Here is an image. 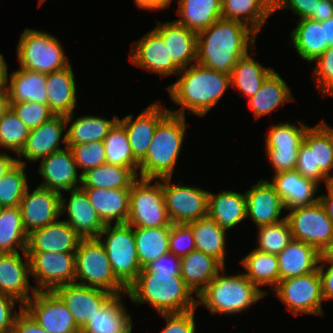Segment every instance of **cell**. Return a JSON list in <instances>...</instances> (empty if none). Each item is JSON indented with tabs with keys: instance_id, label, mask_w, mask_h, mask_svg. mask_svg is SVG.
Wrapping results in <instances>:
<instances>
[{
	"instance_id": "6da1fadb",
	"label": "cell",
	"mask_w": 333,
	"mask_h": 333,
	"mask_svg": "<svg viewBox=\"0 0 333 333\" xmlns=\"http://www.w3.org/2000/svg\"><path fill=\"white\" fill-rule=\"evenodd\" d=\"M257 37L245 23L220 18L197 33L196 63L230 74L242 56L255 52Z\"/></svg>"
},
{
	"instance_id": "7a4b0ae2",
	"label": "cell",
	"mask_w": 333,
	"mask_h": 333,
	"mask_svg": "<svg viewBox=\"0 0 333 333\" xmlns=\"http://www.w3.org/2000/svg\"><path fill=\"white\" fill-rule=\"evenodd\" d=\"M177 76L178 80L166 88L171 100L181 106V109H169L175 115L186 116L193 113L199 117L205 116L218 104L230 86V74L198 63L180 70ZM186 110L189 112L185 115Z\"/></svg>"
},
{
	"instance_id": "3957f363",
	"label": "cell",
	"mask_w": 333,
	"mask_h": 333,
	"mask_svg": "<svg viewBox=\"0 0 333 333\" xmlns=\"http://www.w3.org/2000/svg\"><path fill=\"white\" fill-rule=\"evenodd\" d=\"M180 273L140 272L127 289L133 303L150 305L157 313H183L197 309V296Z\"/></svg>"
},
{
	"instance_id": "277c9868",
	"label": "cell",
	"mask_w": 333,
	"mask_h": 333,
	"mask_svg": "<svg viewBox=\"0 0 333 333\" xmlns=\"http://www.w3.org/2000/svg\"><path fill=\"white\" fill-rule=\"evenodd\" d=\"M225 272L224 267L197 295V306L202 304L212 315L242 313L269 294L259 289L243 273L226 275Z\"/></svg>"
},
{
	"instance_id": "5b68a950",
	"label": "cell",
	"mask_w": 333,
	"mask_h": 333,
	"mask_svg": "<svg viewBox=\"0 0 333 333\" xmlns=\"http://www.w3.org/2000/svg\"><path fill=\"white\" fill-rule=\"evenodd\" d=\"M186 116L169 113L157 126L145 158L139 163V178L172 177L186 138Z\"/></svg>"
},
{
	"instance_id": "8992f818",
	"label": "cell",
	"mask_w": 333,
	"mask_h": 333,
	"mask_svg": "<svg viewBox=\"0 0 333 333\" xmlns=\"http://www.w3.org/2000/svg\"><path fill=\"white\" fill-rule=\"evenodd\" d=\"M295 170L319 186L333 181V127L324 120L306 131Z\"/></svg>"
},
{
	"instance_id": "52a82bcc",
	"label": "cell",
	"mask_w": 333,
	"mask_h": 333,
	"mask_svg": "<svg viewBox=\"0 0 333 333\" xmlns=\"http://www.w3.org/2000/svg\"><path fill=\"white\" fill-rule=\"evenodd\" d=\"M74 283L99 288L113 295H126L127 289L117 280L104 246L98 239H82L75 252Z\"/></svg>"
},
{
	"instance_id": "ba28073f",
	"label": "cell",
	"mask_w": 333,
	"mask_h": 333,
	"mask_svg": "<svg viewBox=\"0 0 333 333\" xmlns=\"http://www.w3.org/2000/svg\"><path fill=\"white\" fill-rule=\"evenodd\" d=\"M97 239L105 248L113 274L128 289L143 269L137 256L134 227L127 223L107 224Z\"/></svg>"
},
{
	"instance_id": "9c48e42d",
	"label": "cell",
	"mask_w": 333,
	"mask_h": 333,
	"mask_svg": "<svg viewBox=\"0 0 333 333\" xmlns=\"http://www.w3.org/2000/svg\"><path fill=\"white\" fill-rule=\"evenodd\" d=\"M20 68L51 73L67 67L70 62L57 37L45 31L25 28L17 45Z\"/></svg>"
},
{
	"instance_id": "30bf717a",
	"label": "cell",
	"mask_w": 333,
	"mask_h": 333,
	"mask_svg": "<svg viewBox=\"0 0 333 333\" xmlns=\"http://www.w3.org/2000/svg\"><path fill=\"white\" fill-rule=\"evenodd\" d=\"M160 180V181H157ZM138 178L130 189L127 224L132 227H170L172 222L166 210L162 178Z\"/></svg>"
},
{
	"instance_id": "8fae6325",
	"label": "cell",
	"mask_w": 333,
	"mask_h": 333,
	"mask_svg": "<svg viewBox=\"0 0 333 333\" xmlns=\"http://www.w3.org/2000/svg\"><path fill=\"white\" fill-rule=\"evenodd\" d=\"M288 211L285 217L290 225L292 239L313 246L323 255L333 242V223L320 202Z\"/></svg>"
},
{
	"instance_id": "7c38bea8",
	"label": "cell",
	"mask_w": 333,
	"mask_h": 333,
	"mask_svg": "<svg viewBox=\"0 0 333 333\" xmlns=\"http://www.w3.org/2000/svg\"><path fill=\"white\" fill-rule=\"evenodd\" d=\"M293 315H325L319 270L280 280L272 290Z\"/></svg>"
},
{
	"instance_id": "4fadbf2b",
	"label": "cell",
	"mask_w": 333,
	"mask_h": 333,
	"mask_svg": "<svg viewBox=\"0 0 333 333\" xmlns=\"http://www.w3.org/2000/svg\"><path fill=\"white\" fill-rule=\"evenodd\" d=\"M172 177L162 178L166 210L172 224L191 223L208 215L209 191L199 187L171 184Z\"/></svg>"
},
{
	"instance_id": "5bb4252c",
	"label": "cell",
	"mask_w": 333,
	"mask_h": 333,
	"mask_svg": "<svg viewBox=\"0 0 333 333\" xmlns=\"http://www.w3.org/2000/svg\"><path fill=\"white\" fill-rule=\"evenodd\" d=\"M36 291H54L75 281V252H26Z\"/></svg>"
},
{
	"instance_id": "9a60e30c",
	"label": "cell",
	"mask_w": 333,
	"mask_h": 333,
	"mask_svg": "<svg viewBox=\"0 0 333 333\" xmlns=\"http://www.w3.org/2000/svg\"><path fill=\"white\" fill-rule=\"evenodd\" d=\"M23 308L48 333H81L72 313L54 291H36Z\"/></svg>"
},
{
	"instance_id": "2e32d148",
	"label": "cell",
	"mask_w": 333,
	"mask_h": 333,
	"mask_svg": "<svg viewBox=\"0 0 333 333\" xmlns=\"http://www.w3.org/2000/svg\"><path fill=\"white\" fill-rule=\"evenodd\" d=\"M65 116L54 115L38 128L30 130L25 145L21 152L16 156L17 162L27 164L22 157L31 162L41 160L55 151L62 150L61 142L67 146V134L64 133L66 126Z\"/></svg>"
},
{
	"instance_id": "e0dca14e",
	"label": "cell",
	"mask_w": 333,
	"mask_h": 333,
	"mask_svg": "<svg viewBox=\"0 0 333 333\" xmlns=\"http://www.w3.org/2000/svg\"><path fill=\"white\" fill-rule=\"evenodd\" d=\"M27 187L19 203L21 218L27 233L56 221L61 216L60 193L38 186Z\"/></svg>"
},
{
	"instance_id": "ac0fdd59",
	"label": "cell",
	"mask_w": 333,
	"mask_h": 333,
	"mask_svg": "<svg viewBox=\"0 0 333 333\" xmlns=\"http://www.w3.org/2000/svg\"><path fill=\"white\" fill-rule=\"evenodd\" d=\"M169 113V108L161 105L159 101L150 104L137 117L129 114L118 119L126 130L132 153L139 163L146 156L158 124Z\"/></svg>"
},
{
	"instance_id": "d6986e66",
	"label": "cell",
	"mask_w": 333,
	"mask_h": 333,
	"mask_svg": "<svg viewBox=\"0 0 333 333\" xmlns=\"http://www.w3.org/2000/svg\"><path fill=\"white\" fill-rule=\"evenodd\" d=\"M22 255L19 252L0 253V292L17 300L20 307L36 293L29 282V257L26 251Z\"/></svg>"
},
{
	"instance_id": "ffe728a7",
	"label": "cell",
	"mask_w": 333,
	"mask_h": 333,
	"mask_svg": "<svg viewBox=\"0 0 333 333\" xmlns=\"http://www.w3.org/2000/svg\"><path fill=\"white\" fill-rule=\"evenodd\" d=\"M129 61L144 71L157 75L177 76L180 71L172 62L162 37L153 29L132 44Z\"/></svg>"
},
{
	"instance_id": "44dd1931",
	"label": "cell",
	"mask_w": 333,
	"mask_h": 333,
	"mask_svg": "<svg viewBox=\"0 0 333 333\" xmlns=\"http://www.w3.org/2000/svg\"><path fill=\"white\" fill-rule=\"evenodd\" d=\"M38 173L44 179L40 187L62 193L81 188V174L68 146L40 160Z\"/></svg>"
},
{
	"instance_id": "7402d4cb",
	"label": "cell",
	"mask_w": 333,
	"mask_h": 333,
	"mask_svg": "<svg viewBox=\"0 0 333 333\" xmlns=\"http://www.w3.org/2000/svg\"><path fill=\"white\" fill-rule=\"evenodd\" d=\"M70 192L69 200L60 195L61 216L67 212L65 221L82 239H97L105 224L91 205L86 192L82 188ZM68 201V202H67Z\"/></svg>"
},
{
	"instance_id": "603a6c76",
	"label": "cell",
	"mask_w": 333,
	"mask_h": 333,
	"mask_svg": "<svg viewBox=\"0 0 333 333\" xmlns=\"http://www.w3.org/2000/svg\"><path fill=\"white\" fill-rule=\"evenodd\" d=\"M54 292L72 313L77 326L82 329L97 310L113 295L105 290L77 283L58 286Z\"/></svg>"
},
{
	"instance_id": "cb8c5ba5",
	"label": "cell",
	"mask_w": 333,
	"mask_h": 333,
	"mask_svg": "<svg viewBox=\"0 0 333 333\" xmlns=\"http://www.w3.org/2000/svg\"><path fill=\"white\" fill-rule=\"evenodd\" d=\"M246 210L256 225L261 227L279 222L282 210H286L280 195L269 180L260 179L251 189L246 190Z\"/></svg>"
},
{
	"instance_id": "d4e9b609",
	"label": "cell",
	"mask_w": 333,
	"mask_h": 333,
	"mask_svg": "<svg viewBox=\"0 0 333 333\" xmlns=\"http://www.w3.org/2000/svg\"><path fill=\"white\" fill-rule=\"evenodd\" d=\"M82 238L64 220L56 221L27 234L26 252H76Z\"/></svg>"
},
{
	"instance_id": "484cf974",
	"label": "cell",
	"mask_w": 333,
	"mask_h": 333,
	"mask_svg": "<svg viewBox=\"0 0 333 333\" xmlns=\"http://www.w3.org/2000/svg\"><path fill=\"white\" fill-rule=\"evenodd\" d=\"M154 30L162 37L173 64L179 69L193 65L197 60V33L189 28L171 22L158 21Z\"/></svg>"
},
{
	"instance_id": "4316f807",
	"label": "cell",
	"mask_w": 333,
	"mask_h": 333,
	"mask_svg": "<svg viewBox=\"0 0 333 333\" xmlns=\"http://www.w3.org/2000/svg\"><path fill=\"white\" fill-rule=\"evenodd\" d=\"M271 183L280 195L286 210L318 202L319 185L301 176L297 170L273 174Z\"/></svg>"
},
{
	"instance_id": "83f0119b",
	"label": "cell",
	"mask_w": 333,
	"mask_h": 333,
	"mask_svg": "<svg viewBox=\"0 0 333 333\" xmlns=\"http://www.w3.org/2000/svg\"><path fill=\"white\" fill-rule=\"evenodd\" d=\"M74 71L67 67L46 74L47 104L54 115L67 116L77 105V87Z\"/></svg>"
},
{
	"instance_id": "f1b7e54d",
	"label": "cell",
	"mask_w": 333,
	"mask_h": 333,
	"mask_svg": "<svg viewBox=\"0 0 333 333\" xmlns=\"http://www.w3.org/2000/svg\"><path fill=\"white\" fill-rule=\"evenodd\" d=\"M322 256L313 246L292 239L277 255L280 280L317 271Z\"/></svg>"
},
{
	"instance_id": "f546056e",
	"label": "cell",
	"mask_w": 333,
	"mask_h": 333,
	"mask_svg": "<svg viewBox=\"0 0 333 333\" xmlns=\"http://www.w3.org/2000/svg\"><path fill=\"white\" fill-rule=\"evenodd\" d=\"M82 189L105 225L127 223L130 189Z\"/></svg>"
},
{
	"instance_id": "4dcf8cb0",
	"label": "cell",
	"mask_w": 333,
	"mask_h": 333,
	"mask_svg": "<svg viewBox=\"0 0 333 333\" xmlns=\"http://www.w3.org/2000/svg\"><path fill=\"white\" fill-rule=\"evenodd\" d=\"M224 267L214 256L195 249L181 258L180 275L197 296Z\"/></svg>"
},
{
	"instance_id": "1f68e13d",
	"label": "cell",
	"mask_w": 333,
	"mask_h": 333,
	"mask_svg": "<svg viewBox=\"0 0 333 333\" xmlns=\"http://www.w3.org/2000/svg\"><path fill=\"white\" fill-rule=\"evenodd\" d=\"M122 295H112L100 310L88 319L81 333H125L133 327L131 316L121 303Z\"/></svg>"
},
{
	"instance_id": "d6a6232c",
	"label": "cell",
	"mask_w": 333,
	"mask_h": 333,
	"mask_svg": "<svg viewBox=\"0 0 333 333\" xmlns=\"http://www.w3.org/2000/svg\"><path fill=\"white\" fill-rule=\"evenodd\" d=\"M208 215L226 230L232 229L247 218L245 193L221 191L208 193Z\"/></svg>"
},
{
	"instance_id": "836d02e7",
	"label": "cell",
	"mask_w": 333,
	"mask_h": 333,
	"mask_svg": "<svg viewBox=\"0 0 333 333\" xmlns=\"http://www.w3.org/2000/svg\"><path fill=\"white\" fill-rule=\"evenodd\" d=\"M46 74L19 68L10 74L6 90L9 102H40L47 104Z\"/></svg>"
},
{
	"instance_id": "e575fe53",
	"label": "cell",
	"mask_w": 333,
	"mask_h": 333,
	"mask_svg": "<svg viewBox=\"0 0 333 333\" xmlns=\"http://www.w3.org/2000/svg\"><path fill=\"white\" fill-rule=\"evenodd\" d=\"M291 88L274 71L262 84L254 96L248 99V105L252 110L255 120L265 115H271L274 110L283 106L285 102L293 101Z\"/></svg>"
},
{
	"instance_id": "d590c367",
	"label": "cell",
	"mask_w": 333,
	"mask_h": 333,
	"mask_svg": "<svg viewBox=\"0 0 333 333\" xmlns=\"http://www.w3.org/2000/svg\"><path fill=\"white\" fill-rule=\"evenodd\" d=\"M290 41L302 60L314 62L328 48L325 41L324 21L299 19L291 31Z\"/></svg>"
},
{
	"instance_id": "8d00e7d4",
	"label": "cell",
	"mask_w": 333,
	"mask_h": 333,
	"mask_svg": "<svg viewBox=\"0 0 333 333\" xmlns=\"http://www.w3.org/2000/svg\"><path fill=\"white\" fill-rule=\"evenodd\" d=\"M269 0H221V17L245 23L257 34L272 15Z\"/></svg>"
},
{
	"instance_id": "74e56055",
	"label": "cell",
	"mask_w": 333,
	"mask_h": 333,
	"mask_svg": "<svg viewBox=\"0 0 333 333\" xmlns=\"http://www.w3.org/2000/svg\"><path fill=\"white\" fill-rule=\"evenodd\" d=\"M74 113L65 116L66 126H69V128H66V130L68 129L66 131L67 145L103 141L119 119L117 115L111 120L94 115H85L73 119ZM69 123L71 124L68 125Z\"/></svg>"
},
{
	"instance_id": "f35d334b",
	"label": "cell",
	"mask_w": 333,
	"mask_h": 333,
	"mask_svg": "<svg viewBox=\"0 0 333 333\" xmlns=\"http://www.w3.org/2000/svg\"><path fill=\"white\" fill-rule=\"evenodd\" d=\"M177 14L178 24L198 33L222 18L221 0H178Z\"/></svg>"
},
{
	"instance_id": "ab89813d",
	"label": "cell",
	"mask_w": 333,
	"mask_h": 333,
	"mask_svg": "<svg viewBox=\"0 0 333 333\" xmlns=\"http://www.w3.org/2000/svg\"><path fill=\"white\" fill-rule=\"evenodd\" d=\"M251 56L249 52L242 56L230 73V86L235 87L247 99L254 96L275 71L271 67L261 65Z\"/></svg>"
},
{
	"instance_id": "60d3db41",
	"label": "cell",
	"mask_w": 333,
	"mask_h": 333,
	"mask_svg": "<svg viewBox=\"0 0 333 333\" xmlns=\"http://www.w3.org/2000/svg\"><path fill=\"white\" fill-rule=\"evenodd\" d=\"M193 230L196 250L214 256L224 266L226 263V232L209 215L188 223Z\"/></svg>"
},
{
	"instance_id": "b9f144b4",
	"label": "cell",
	"mask_w": 333,
	"mask_h": 333,
	"mask_svg": "<svg viewBox=\"0 0 333 333\" xmlns=\"http://www.w3.org/2000/svg\"><path fill=\"white\" fill-rule=\"evenodd\" d=\"M138 178L132 169L105 163L82 174L81 188L131 189Z\"/></svg>"
},
{
	"instance_id": "7bdbcfd3",
	"label": "cell",
	"mask_w": 333,
	"mask_h": 333,
	"mask_svg": "<svg viewBox=\"0 0 333 333\" xmlns=\"http://www.w3.org/2000/svg\"><path fill=\"white\" fill-rule=\"evenodd\" d=\"M240 264L247 271V273L243 271V274L259 289L269 285L273 290L280 281L277 255L253 249L242 258Z\"/></svg>"
},
{
	"instance_id": "ee69618b",
	"label": "cell",
	"mask_w": 333,
	"mask_h": 333,
	"mask_svg": "<svg viewBox=\"0 0 333 333\" xmlns=\"http://www.w3.org/2000/svg\"><path fill=\"white\" fill-rule=\"evenodd\" d=\"M170 227H134V238L142 268L169 252Z\"/></svg>"
},
{
	"instance_id": "f6af8a7d",
	"label": "cell",
	"mask_w": 333,
	"mask_h": 333,
	"mask_svg": "<svg viewBox=\"0 0 333 333\" xmlns=\"http://www.w3.org/2000/svg\"><path fill=\"white\" fill-rule=\"evenodd\" d=\"M27 234L19 206L0 208V253L25 251Z\"/></svg>"
},
{
	"instance_id": "bcb514c9",
	"label": "cell",
	"mask_w": 333,
	"mask_h": 333,
	"mask_svg": "<svg viewBox=\"0 0 333 333\" xmlns=\"http://www.w3.org/2000/svg\"><path fill=\"white\" fill-rule=\"evenodd\" d=\"M106 163L132 169L139 177V162L134 158L124 126L117 121L103 140Z\"/></svg>"
},
{
	"instance_id": "7dc6e473",
	"label": "cell",
	"mask_w": 333,
	"mask_h": 333,
	"mask_svg": "<svg viewBox=\"0 0 333 333\" xmlns=\"http://www.w3.org/2000/svg\"><path fill=\"white\" fill-rule=\"evenodd\" d=\"M300 124V126L289 122L272 124L268 134L265 135V149H299L310 127L302 121Z\"/></svg>"
},
{
	"instance_id": "c3c4849f",
	"label": "cell",
	"mask_w": 333,
	"mask_h": 333,
	"mask_svg": "<svg viewBox=\"0 0 333 333\" xmlns=\"http://www.w3.org/2000/svg\"><path fill=\"white\" fill-rule=\"evenodd\" d=\"M29 134L30 129L9 107L0 118V143L3 149L10 150L17 156L23 149Z\"/></svg>"
},
{
	"instance_id": "681fc988",
	"label": "cell",
	"mask_w": 333,
	"mask_h": 333,
	"mask_svg": "<svg viewBox=\"0 0 333 333\" xmlns=\"http://www.w3.org/2000/svg\"><path fill=\"white\" fill-rule=\"evenodd\" d=\"M25 164L16 163L13 168L0 179V208L19 206L28 187V176L24 171Z\"/></svg>"
},
{
	"instance_id": "f907efd6",
	"label": "cell",
	"mask_w": 333,
	"mask_h": 333,
	"mask_svg": "<svg viewBox=\"0 0 333 333\" xmlns=\"http://www.w3.org/2000/svg\"><path fill=\"white\" fill-rule=\"evenodd\" d=\"M258 251L278 255L292 240L290 225L287 219L258 227Z\"/></svg>"
},
{
	"instance_id": "816d5d0a",
	"label": "cell",
	"mask_w": 333,
	"mask_h": 333,
	"mask_svg": "<svg viewBox=\"0 0 333 333\" xmlns=\"http://www.w3.org/2000/svg\"><path fill=\"white\" fill-rule=\"evenodd\" d=\"M67 146L73 154L77 169L80 168L82 170L81 175L94 167H98L106 163L103 141Z\"/></svg>"
},
{
	"instance_id": "f5cc1de1",
	"label": "cell",
	"mask_w": 333,
	"mask_h": 333,
	"mask_svg": "<svg viewBox=\"0 0 333 333\" xmlns=\"http://www.w3.org/2000/svg\"><path fill=\"white\" fill-rule=\"evenodd\" d=\"M10 108L30 130L54 116L48 104L40 102H10Z\"/></svg>"
},
{
	"instance_id": "db71d44e",
	"label": "cell",
	"mask_w": 333,
	"mask_h": 333,
	"mask_svg": "<svg viewBox=\"0 0 333 333\" xmlns=\"http://www.w3.org/2000/svg\"><path fill=\"white\" fill-rule=\"evenodd\" d=\"M169 252L182 258L196 249L192 227L188 223H175L170 226Z\"/></svg>"
},
{
	"instance_id": "11a10c76",
	"label": "cell",
	"mask_w": 333,
	"mask_h": 333,
	"mask_svg": "<svg viewBox=\"0 0 333 333\" xmlns=\"http://www.w3.org/2000/svg\"><path fill=\"white\" fill-rule=\"evenodd\" d=\"M195 311L183 313H158L166 320V325L160 333H196Z\"/></svg>"
},
{
	"instance_id": "9f6ffc18",
	"label": "cell",
	"mask_w": 333,
	"mask_h": 333,
	"mask_svg": "<svg viewBox=\"0 0 333 333\" xmlns=\"http://www.w3.org/2000/svg\"><path fill=\"white\" fill-rule=\"evenodd\" d=\"M314 62H316V67L313 69L314 82L317 90L323 92L333 83V46L328 47Z\"/></svg>"
},
{
	"instance_id": "6f0895ef",
	"label": "cell",
	"mask_w": 333,
	"mask_h": 333,
	"mask_svg": "<svg viewBox=\"0 0 333 333\" xmlns=\"http://www.w3.org/2000/svg\"><path fill=\"white\" fill-rule=\"evenodd\" d=\"M299 149H265L274 174L295 170Z\"/></svg>"
},
{
	"instance_id": "680465c9",
	"label": "cell",
	"mask_w": 333,
	"mask_h": 333,
	"mask_svg": "<svg viewBox=\"0 0 333 333\" xmlns=\"http://www.w3.org/2000/svg\"><path fill=\"white\" fill-rule=\"evenodd\" d=\"M320 0H276L272 4V13L280 9H289L300 19L309 18Z\"/></svg>"
},
{
	"instance_id": "91938a15",
	"label": "cell",
	"mask_w": 333,
	"mask_h": 333,
	"mask_svg": "<svg viewBox=\"0 0 333 333\" xmlns=\"http://www.w3.org/2000/svg\"><path fill=\"white\" fill-rule=\"evenodd\" d=\"M16 303L19 302L0 292V333H11L15 319L23 309V307H20V310L17 311L14 307L17 306Z\"/></svg>"
},
{
	"instance_id": "94428289",
	"label": "cell",
	"mask_w": 333,
	"mask_h": 333,
	"mask_svg": "<svg viewBox=\"0 0 333 333\" xmlns=\"http://www.w3.org/2000/svg\"><path fill=\"white\" fill-rule=\"evenodd\" d=\"M181 258L168 252L146 265L141 272L180 273Z\"/></svg>"
},
{
	"instance_id": "6125c7cd",
	"label": "cell",
	"mask_w": 333,
	"mask_h": 333,
	"mask_svg": "<svg viewBox=\"0 0 333 333\" xmlns=\"http://www.w3.org/2000/svg\"><path fill=\"white\" fill-rule=\"evenodd\" d=\"M329 263V265H328ZM326 264L329 266H326ZM327 268V269H326ZM323 300L333 299V261L326 260L323 256L319 263Z\"/></svg>"
},
{
	"instance_id": "be15d7a7",
	"label": "cell",
	"mask_w": 333,
	"mask_h": 333,
	"mask_svg": "<svg viewBox=\"0 0 333 333\" xmlns=\"http://www.w3.org/2000/svg\"><path fill=\"white\" fill-rule=\"evenodd\" d=\"M11 333H48L23 308L15 319Z\"/></svg>"
},
{
	"instance_id": "e7e4bbea",
	"label": "cell",
	"mask_w": 333,
	"mask_h": 333,
	"mask_svg": "<svg viewBox=\"0 0 333 333\" xmlns=\"http://www.w3.org/2000/svg\"><path fill=\"white\" fill-rule=\"evenodd\" d=\"M333 16V0H320L309 19L323 22Z\"/></svg>"
},
{
	"instance_id": "03108f58",
	"label": "cell",
	"mask_w": 333,
	"mask_h": 333,
	"mask_svg": "<svg viewBox=\"0 0 333 333\" xmlns=\"http://www.w3.org/2000/svg\"><path fill=\"white\" fill-rule=\"evenodd\" d=\"M327 195L323 194L319 197V202L323 206L327 216L333 223V181L326 184Z\"/></svg>"
},
{
	"instance_id": "003e7915",
	"label": "cell",
	"mask_w": 333,
	"mask_h": 333,
	"mask_svg": "<svg viewBox=\"0 0 333 333\" xmlns=\"http://www.w3.org/2000/svg\"><path fill=\"white\" fill-rule=\"evenodd\" d=\"M17 163V157H12L8 153L0 154V179H2Z\"/></svg>"
},
{
	"instance_id": "a7ac6f4b",
	"label": "cell",
	"mask_w": 333,
	"mask_h": 333,
	"mask_svg": "<svg viewBox=\"0 0 333 333\" xmlns=\"http://www.w3.org/2000/svg\"><path fill=\"white\" fill-rule=\"evenodd\" d=\"M136 6L143 10L165 9V0H134Z\"/></svg>"
},
{
	"instance_id": "89a4df30",
	"label": "cell",
	"mask_w": 333,
	"mask_h": 333,
	"mask_svg": "<svg viewBox=\"0 0 333 333\" xmlns=\"http://www.w3.org/2000/svg\"><path fill=\"white\" fill-rule=\"evenodd\" d=\"M8 65L3 54H0V88H6L9 79Z\"/></svg>"
},
{
	"instance_id": "2644e50d",
	"label": "cell",
	"mask_w": 333,
	"mask_h": 333,
	"mask_svg": "<svg viewBox=\"0 0 333 333\" xmlns=\"http://www.w3.org/2000/svg\"><path fill=\"white\" fill-rule=\"evenodd\" d=\"M324 34L327 46H333V16L324 21Z\"/></svg>"
},
{
	"instance_id": "8c879c8a",
	"label": "cell",
	"mask_w": 333,
	"mask_h": 333,
	"mask_svg": "<svg viewBox=\"0 0 333 333\" xmlns=\"http://www.w3.org/2000/svg\"><path fill=\"white\" fill-rule=\"evenodd\" d=\"M10 107L8 92L6 88H0V118Z\"/></svg>"
},
{
	"instance_id": "753ad0ef",
	"label": "cell",
	"mask_w": 333,
	"mask_h": 333,
	"mask_svg": "<svg viewBox=\"0 0 333 333\" xmlns=\"http://www.w3.org/2000/svg\"><path fill=\"white\" fill-rule=\"evenodd\" d=\"M323 257L326 260L333 261V242H332L331 246L325 251V253L323 254Z\"/></svg>"
},
{
	"instance_id": "34e18365",
	"label": "cell",
	"mask_w": 333,
	"mask_h": 333,
	"mask_svg": "<svg viewBox=\"0 0 333 333\" xmlns=\"http://www.w3.org/2000/svg\"><path fill=\"white\" fill-rule=\"evenodd\" d=\"M324 97L332 96L333 97V83H331L323 92Z\"/></svg>"
},
{
	"instance_id": "11e5206c",
	"label": "cell",
	"mask_w": 333,
	"mask_h": 333,
	"mask_svg": "<svg viewBox=\"0 0 333 333\" xmlns=\"http://www.w3.org/2000/svg\"><path fill=\"white\" fill-rule=\"evenodd\" d=\"M173 2V0H165V8H169V5Z\"/></svg>"
},
{
	"instance_id": "2a66077c",
	"label": "cell",
	"mask_w": 333,
	"mask_h": 333,
	"mask_svg": "<svg viewBox=\"0 0 333 333\" xmlns=\"http://www.w3.org/2000/svg\"><path fill=\"white\" fill-rule=\"evenodd\" d=\"M44 1H46V0H38L39 5H41L42 3H44Z\"/></svg>"
},
{
	"instance_id": "b9fcfbb0",
	"label": "cell",
	"mask_w": 333,
	"mask_h": 333,
	"mask_svg": "<svg viewBox=\"0 0 333 333\" xmlns=\"http://www.w3.org/2000/svg\"><path fill=\"white\" fill-rule=\"evenodd\" d=\"M132 328L133 327H131L128 331H126L125 333H132Z\"/></svg>"
},
{
	"instance_id": "09005b40",
	"label": "cell",
	"mask_w": 333,
	"mask_h": 333,
	"mask_svg": "<svg viewBox=\"0 0 333 333\" xmlns=\"http://www.w3.org/2000/svg\"><path fill=\"white\" fill-rule=\"evenodd\" d=\"M272 4L276 1V0H269Z\"/></svg>"
}]
</instances>
